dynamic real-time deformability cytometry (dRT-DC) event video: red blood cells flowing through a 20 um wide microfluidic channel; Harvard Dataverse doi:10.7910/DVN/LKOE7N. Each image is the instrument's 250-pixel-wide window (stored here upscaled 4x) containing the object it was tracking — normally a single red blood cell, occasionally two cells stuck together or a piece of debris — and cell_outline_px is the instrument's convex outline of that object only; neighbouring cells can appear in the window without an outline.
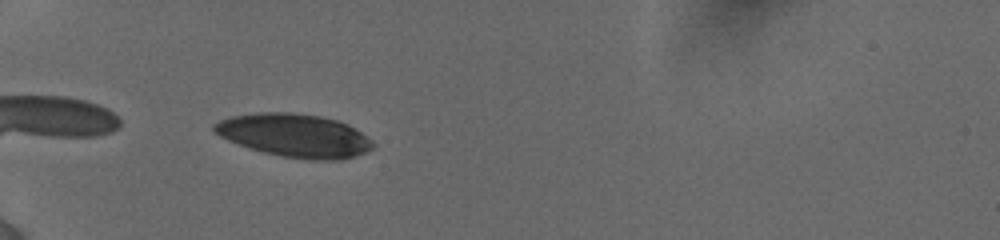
{"species": "human", "species_latin": "Homo sapiens", "temperature_condition": "cold", "stored_images_in_passage": 26, "camera_frame_rate_fps": 3000, "um_per_image_px": 0.085, "donor": {"sex": "female"}, "frame": {"image": 1, "passage_image": 1, "time_ms": 0.0, "image_size_px": [1000, 240], "cell_outline_px": [[376, 144], [372, 148], [356, 156], [340, 160], [312, 160], [280, 156], [248, 148], [228, 140], [220, 136], [212, 128], [212, 124], [220, 120], [232, 116], [256, 112], [292, 112], [320, 116], [336, 120], [348, 124], [372, 140]], "centroid_in_image_um": [25.03, 11.51], "position_along_channel_um": 60.0, "area_um2": 40.06}}
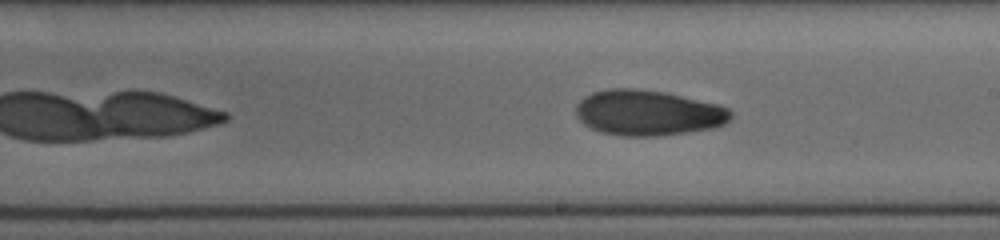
{"frame": {"image": 2, "passage_image": 12, "time_ms": 5.0, "image_size_px": [1000, 240], "cell_outline_px": [[732, 116], [724, 124], [712, 128], [688, 132], [656, 136], [620, 136], [600, 132], [584, 124], [576, 116], [576, 104], [584, 96], [592, 92], [608, 88], [636, 88], [664, 92], [720, 104], [728, 108], [732, 112]], "centroid_in_image_um": [55.07, 9.58], "position_along_channel_um": 233.9, "area_um2": 41.27}}
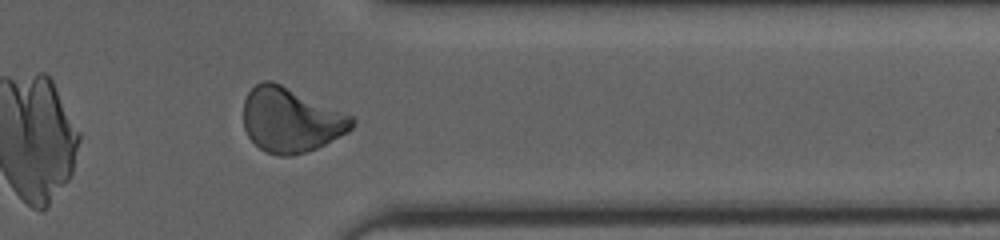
{"frame": {"image": 3, "passage_image": 20, "time_ms": 9.0, "image_size_px": [1000, 240], "cell_outline_px": [[356, 120], [352, 128], [348, 132], [316, 148], [292, 156], [280, 156], [264, 152], [248, 136], [244, 128], [244, 100], [248, 92], [256, 84], [264, 80], [272, 80], [352, 116]], "centroid_in_image_um": [24.7, 10.2], "position_along_channel_um": 386.7, "area_um2": 40.58}, "authors_computed_cell_mechanics": {"area_um2": 40.0554, "velocity_mm_per_s": 3.8809, "shape_relaxation_time_tau1_ms": 7.5227, "shape_relaxation_time_tau2_ms": 3.2571, "deformation_change_tau1": 0.1921, "deformation_change_tau2": 0.0874}}